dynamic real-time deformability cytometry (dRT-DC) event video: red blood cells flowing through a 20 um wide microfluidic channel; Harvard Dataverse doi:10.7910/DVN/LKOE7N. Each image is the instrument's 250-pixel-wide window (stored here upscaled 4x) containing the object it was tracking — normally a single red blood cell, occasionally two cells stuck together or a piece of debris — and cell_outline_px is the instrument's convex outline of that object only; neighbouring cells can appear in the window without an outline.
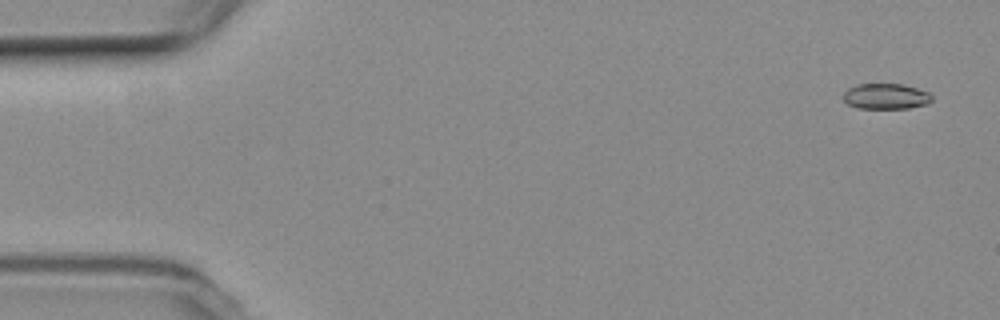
{"species": "common noctule bat (a hibernating species)", "species_latin": "Nyctalus noctula", "temperature_condition": "room temperature", "stored_images_in_passage": 4, "camera_frame_rate_fps": 3000, "um_per_image_px": 0.085, "animal": {"sex": "female", "body_mass_g": 19.3, "forearm_length_mm": 54.1}, "frame": {"image": 1, "passage_image": 1, "time_ms": 0.0, "image_size_px": [1000, 320], "cell_outline_px": [[932, 100], [928, 104], [908, 108], [856, 108], [848, 104], [844, 100], [844, 92], [848, 88], [856, 84], [904, 84], [928, 92], [932, 96]], "centroid_in_image_um": [75.3, 8.18], "position_along_channel_um": 9.7, "area_um2": 13.24}}
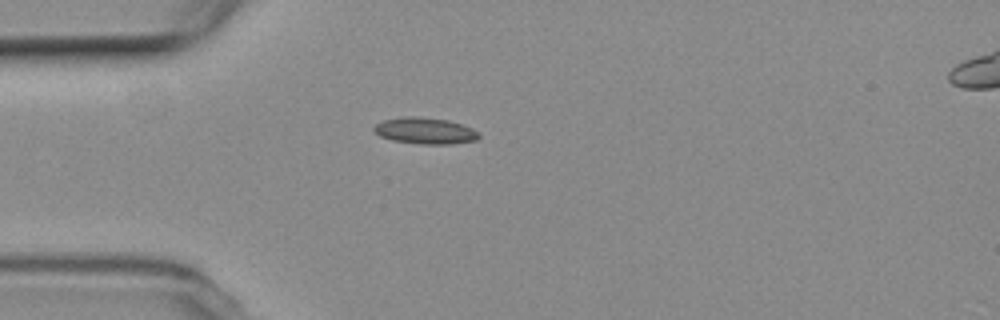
{"frame": {"image": 2, "passage_image": 4, "time_ms": 4.333, "image_size_px": [1000, 320], "cell_outline_px": [[480, 136], [476, 140], [452, 144], [424, 144], [392, 140], [380, 136], [372, 128], [376, 124], [384, 120], [400, 116], [420, 116], [448, 120], [472, 128]], "centroid_in_image_um": [36.11, 11.1], "position_along_channel_um": 48.9, "area_um2": 16.07}}